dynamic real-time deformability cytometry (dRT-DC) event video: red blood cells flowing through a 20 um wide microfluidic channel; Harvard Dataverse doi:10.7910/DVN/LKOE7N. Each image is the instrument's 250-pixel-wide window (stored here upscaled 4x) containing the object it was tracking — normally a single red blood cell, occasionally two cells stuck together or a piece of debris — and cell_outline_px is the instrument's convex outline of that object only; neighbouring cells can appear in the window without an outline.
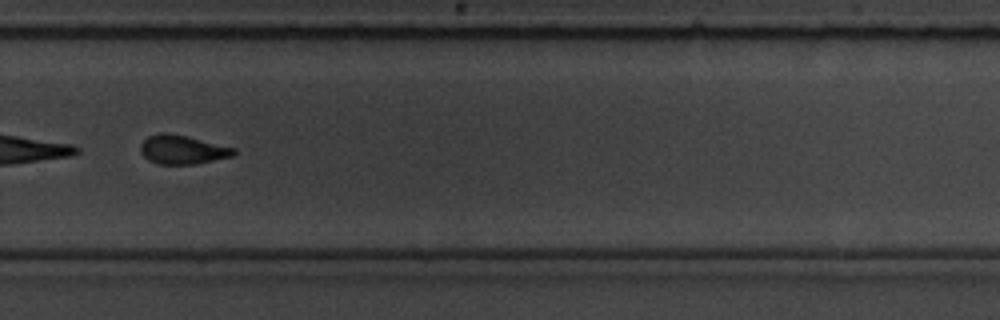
{"species": "common noctule bat (a hibernating species)", "species_latin": "Nyctalus noctula", "temperature_condition": "room temperature", "stored_images_in_passage": 15, "segment_of_instrument_passage": [2, 2], "camera_frame_rate_fps": 3000, "um_per_image_px": 0.085, "animal": {"sex": "male", "body_mass_g": 19.5, "forearm_length_mm": 54.6}, "frame": {"image": 1, "passage_image": 11, "time_ms": 12.667, "image_size_px": [1000, 320], "cell_outline_px": [[236, 152], [232, 156], [196, 164], [160, 164], [148, 160], [140, 152], [140, 144], [148, 136], [160, 132], [168, 132], [188, 136], [236, 148]], "centroid_in_image_um": [15.49, 12.7], "position_along_channel_um": 314.3, "area_um2": 15.84}}